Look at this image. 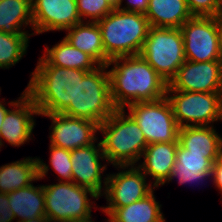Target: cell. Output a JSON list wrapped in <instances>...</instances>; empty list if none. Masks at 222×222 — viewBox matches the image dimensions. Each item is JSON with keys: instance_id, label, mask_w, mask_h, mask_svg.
<instances>
[{"instance_id": "1", "label": "cell", "mask_w": 222, "mask_h": 222, "mask_svg": "<svg viewBox=\"0 0 222 222\" xmlns=\"http://www.w3.org/2000/svg\"><path fill=\"white\" fill-rule=\"evenodd\" d=\"M111 65V100L116 109L166 97L168 82L141 55L116 57L106 66Z\"/></svg>"}, {"instance_id": "2", "label": "cell", "mask_w": 222, "mask_h": 222, "mask_svg": "<svg viewBox=\"0 0 222 222\" xmlns=\"http://www.w3.org/2000/svg\"><path fill=\"white\" fill-rule=\"evenodd\" d=\"M27 92L32 96L39 114L62 113L76 101L77 83L85 70L50 65L43 57L38 59Z\"/></svg>"}, {"instance_id": "3", "label": "cell", "mask_w": 222, "mask_h": 222, "mask_svg": "<svg viewBox=\"0 0 222 222\" xmlns=\"http://www.w3.org/2000/svg\"><path fill=\"white\" fill-rule=\"evenodd\" d=\"M99 132L104 136L100 140L103 154L113 166L137 165L148 145L139 125L125 109H116L100 123Z\"/></svg>"}, {"instance_id": "4", "label": "cell", "mask_w": 222, "mask_h": 222, "mask_svg": "<svg viewBox=\"0 0 222 222\" xmlns=\"http://www.w3.org/2000/svg\"><path fill=\"white\" fill-rule=\"evenodd\" d=\"M109 59L140 55L150 25L145 14L114 9L97 21Z\"/></svg>"}, {"instance_id": "5", "label": "cell", "mask_w": 222, "mask_h": 222, "mask_svg": "<svg viewBox=\"0 0 222 222\" xmlns=\"http://www.w3.org/2000/svg\"><path fill=\"white\" fill-rule=\"evenodd\" d=\"M109 69L99 65L77 83L76 101L62 112L67 116L102 123L116 110L111 100Z\"/></svg>"}, {"instance_id": "6", "label": "cell", "mask_w": 222, "mask_h": 222, "mask_svg": "<svg viewBox=\"0 0 222 222\" xmlns=\"http://www.w3.org/2000/svg\"><path fill=\"white\" fill-rule=\"evenodd\" d=\"M140 55L169 83L186 60L180 28L150 27Z\"/></svg>"}, {"instance_id": "7", "label": "cell", "mask_w": 222, "mask_h": 222, "mask_svg": "<svg viewBox=\"0 0 222 222\" xmlns=\"http://www.w3.org/2000/svg\"><path fill=\"white\" fill-rule=\"evenodd\" d=\"M45 214L51 222H64L92 217L94 201L98 196L88 188L73 182L58 181L56 184L43 185ZM89 194V195H88Z\"/></svg>"}, {"instance_id": "8", "label": "cell", "mask_w": 222, "mask_h": 222, "mask_svg": "<svg viewBox=\"0 0 222 222\" xmlns=\"http://www.w3.org/2000/svg\"><path fill=\"white\" fill-rule=\"evenodd\" d=\"M166 97L179 128L212 126L222 120V92H187L168 86Z\"/></svg>"}, {"instance_id": "9", "label": "cell", "mask_w": 222, "mask_h": 222, "mask_svg": "<svg viewBox=\"0 0 222 222\" xmlns=\"http://www.w3.org/2000/svg\"><path fill=\"white\" fill-rule=\"evenodd\" d=\"M127 107L128 114L144 133L147 144L178 142L179 126L167 97L156 101L135 102Z\"/></svg>"}, {"instance_id": "10", "label": "cell", "mask_w": 222, "mask_h": 222, "mask_svg": "<svg viewBox=\"0 0 222 222\" xmlns=\"http://www.w3.org/2000/svg\"><path fill=\"white\" fill-rule=\"evenodd\" d=\"M186 60L221 61L219 51V17L193 16L181 27Z\"/></svg>"}, {"instance_id": "11", "label": "cell", "mask_w": 222, "mask_h": 222, "mask_svg": "<svg viewBox=\"0 0 222 222\" xmlns=\"http://www.w3.org/2000/svg\"><path fill=\"white\" fill-rule=\"evenodd\" d=\"M119 171L115 174H106L107 184L104 196L106 207L100 209L109 216L116 208H121L136 202L148 195L155 187L146 183V175L136 166H114Z\"/></svg>"}, {"instance_id": "12", "label": "cell", "mask_w": 222, "mask_h": 222, "mask_svg": "<svg viewBox=\"0 0 222 222\" xmlns=\"http://www.w3.org/2000/svg\"><path fill=\"white\" fill-rule=\"evenodd\" d=\"M52 120L50 145L73 150L89 146L98 141L96 133L99 132V123L67 116L62 113L39 114Z\"/></svg>"}, {"instance_id": "13", "label": "cell", "mask_w": 222, "mask_h": 222, "mask_svg": "<svg viewBox=\"0 0 222 222\" xmlns=\"http://www.w3.org/2000/svg\"><path fill=\"white\" fill-rule=\"evenodd\" d=\"M8 109L0 129V148L5 140L11 146L19 147L31 139L36 125L34 117L39 116L38 108L27 89L21 93L18 100L8 102ZM15 108V109H14Z\"/></svg>"}, {"instance_id": "14", "label": "cell", "mask_w": 222, "mask_h": 222, "mask_svg": "<svg viewBox=\"0 0 222 222\" xmlns=\"http://www.w3.org/2000/svg\"><path fill=\"white\" fill-rule=\"evenodd\" d=\"M168 86L187 92H222V61L185 60Z\"/></svg>"}, {"instance_id": "15", "label": "cell", "mask_w": 222, "mask_h": 222, "mask_svg": "<svg viewBox=\"0 0 222 222\" xmlns=\"http://www.w3.org/2000/svg\"><path fill=\"white\" fill-rule=\"evenodd\" d=\"M102 159L106 160V157L100 141L97 144L71 150L72 182L90 189L98 197L104 195L107 184V177L102 180V176H105L102 174L105 169L107 170L106 164L101 165Z\"/></svg>"}, {"instance_id": "16", "label": "cell", "mask_w": 222, "mask_h": 222, "mask_svg": "<svg viewBox=\"0 0 222 222\" xmlns=\"http://www.w3.org/2000/svg\"><path fill=\"white\" fill-rule=\"evenodd\" d=\"M34 35L81 23L76 0H31Z\"/></svg>"}, {"instance_id": "17", "label": "cell", "mask_w": 222, "mask_h": 222, "mask_svg": "<svg viewBox=\"0 0 222 222\" xmlns=\"http://www.w3.org/2000/svg\"><path fill=\"white\" fill-rule=\"evenodd\" d=\"M41 158L27 157L0 166V193H11L14 190L30 186L33 182L44 179L49 165Z\"/></svg>"}, {"instance_id": "18", "label": "cell", "mask_w": 222, "mask_h": 222, "mask_svg": "<svg viewBox=\"0 0 222 222\" xmlns=\"http://www.w3.org/2000/svg\"><path fill=\"white\" fill-rule=\"evenodd\" d=\"M178 142H159L148 144L141 156L144 161L138 168L146 175L153 177V186L164 185L174 168Z\"/></svg>"}, {"instance_id": "19", "label": "cell", "mask_w": 222, "mask_h": 222, "mask_svg": "<svg viewBox=\"0 0 222 222\" xmlns=\"http://www.w3.org/2000/svg\"><path fill=\"white\" fill-rule=\"evenodd\" d=\"M212 166L213 162L206 158V154L190 153L178 142L174 168L166 183L178 178L180 185L202 184L203 181L212 179Z\"/></svg>"}, {"instance_id": "20", "label": "cell", "mask_w": 222, "mask_h": 222, "mask_svg": "<svg viewBox=\"0 0 222 222\" xmlns=\"http://www.w3.org/2000/svg\"><path fill=\"white\" fill-rule=\"evenodd\" d=\"M178 142L190 153L206 154L212 162L222 155V136L213 125L179 128Z\"/></svg>"}, {"instance_id": "21", "label": "cell", "mask_w": 222, "mask_h": 222, "mask_svg": "<svg viewBox=\"0 0 222 222\" xmlns=\"http://www.w3.org/2000/svg\"><path fill=\"white\" fill-rule=\"evenodd\" d=\"M145 17L150 27L180 28L193 15L186 0H149Z\"/></svg>"}, {"instance_id": "22", "label": "cell", "mask_w": 222, "mask_h": 222, "mask_svg": "<svg viewBox=\"0 0 222 222\" xmlns=\"http://www.w3.org/2000/svg\"><path fill=\"white\" fill-rule=\"evenodd\" d=\"M64 37L72 46L90 55L99 65H107L106 56L101 37V30L97 22H81L65 30Z\"/></svg>"}, {"instance_id": "23", "label": "cell", "mask_w": 222, "mask_h": 222, "mask_svg": "<svg viewBox=\"0 0 222 222\" xmlns=\"http://www.w3.org/2000/svg\"><path fill=\"white\" fill-rule=\"evenodd\" d=\"M33 30L31 0H0V31L10 35H34L25 31ZM23 26V29H22ZM23 30V31H22Z\"/></svg>"}, {"instance_id": "24", "label": "cell", "mask_w": 222, "mask_h": 222, "mask_svg": "<svg viewBox=\"0 0 222 222\" xmlns=\"http://www.w3.org/2000/svg\"><path fill=\"white\" fill-rule=\"evenodd\" d=\"M10 210L17 222L46 216L45 214V196L43 185L28 187L14 190L8 193Z\"/></svg>"}, {"instance_id": "25", "label": "cell", "mask_w": 222, "mask_h": 222, "mask_svg": "<svg viewBox=\"0 0 222 222\" xmlns=\"http://www.w3.org/2000/svg\"><path fill=\"white\" fill-rule=\"evenodd\" d=\"M43 58L53 66L90 72L99 64L87 53L72 46L65 38L52 48L44 49Z\"/></svg>"}, {"instance_id": "26", "label": "cell", "mask_w": 222, "mask_h": 222, "mask_svg": "<svg viewBox=\"0 0 222 222\" xmlns=\"http://www.w3.org/2000/svg\"><path fill=\"white\" fill-rule=\"evenodd\" d=\"M154 188L144 198L130 205L116 208L108 217L112 222H166L161 204L156 201Z\"/></svg>"}, {"instance_id": "27", "label": "cell", "mask_w": 222, "mask_h": 222, "mask_svg": "<svg viewBox=\"0 0 222 222\" xmlns=\"http://www.w3.org/2000/svg\"><path fill=\"white\" fill-rule=\"evenodd\" d=\"M28 35H10L0 31V68L9 69L27 52Z\"/></svg>"}, {"instance_id": "28", "label": "cell", "mask_w": 222, "mask_h": 222, "mask_svg": "<svg viewBox=\"0 0 222 222\" xmlns=\"http://www.w3.org/2000/svg\"><path fill=\"white\" fill-rule=\"evenodd\" d=\"M49 163L55 173L59 175L58 181L72 182L71 150L55 147L49 144ZM61 179V180H60ZM65 179V180H64Z\"/></svg>"}, {"instance_id": "29", "label": "cell", "mask_w": 222, "mask_h": 222, "mask_svg": "<svg viewBox=\"0 0 222 222\" xmlns=\"http://www.w3.org/2000/svg\"><path fill=\"white\" fill-rule=\"evenodd\" d=\"M76 3L82 22L85 19L86 22H97L114 10L106 0H76Z\"/></svg>"}, {"instance_id": "30", "label": "cell", "mask_w": 222, "mask_h": 222, "mask_svg": "<svg viewBox=\"0 0 222 222\" xmlns=\"http://www.w3.org/2000/svg\"><path fill=\"white\" fill-rule=\"evenodd\" d=\"M193 16L219 17L222 14V0H186Z\"/></svg>"}, {"instance_id": "31", "label": "cell", "mask_w": 222, "mask_h": 222, "mask_svg": "<svg viewBox=\"0 0 222 222\" xmlns=\"http://www.w3.org/2000/svg\"><path fill=\"white\" fill-rule=\"evenodd\" d=\"M15 219L10 210L8 194L0 193V222H12Z\"/></svg>"}, {"instance_id": "32", "label": "cell", "mask_w": 222, "mask_h": 222, "mask_svg": "<svg viewBox=\"0 0 222 222\" xmlns=\"http://www.w3.org/2000/svg\"><path fill=\"white\" fill-rule=\"evenodd\" d=\"M148 1L149 0H128L126 3L127 6L122 7V2L121 1L118 9L123 10V11H129V12H138L145 14L148 9Z\"/></svg>"}, {"instance_id": "33", "label": "cell", "mask_w": 222, "mask_h": 222, "mask_svg": "<svg viewBox=\"0 0 222 222\" xmlns=\"http://www.w3.org/2000/svg\"><path fill=\"white\" fill-rule=\"evenodd\" d=\"M211 176L213 185L222 193V155L213 162Z\"/></svg>"}, {"instance_id": "34", "label": "cell", "mask_w": 222, "mask_h": 222, "mask_svg": "<svg viewBox=\"0 0 222 222\" xmlns=\"http://www.w3.org/2000/svg\"><path fill=\"white\" fill-rule=\"evenodd\" d=\"M219 51L222 61V14L219 16Z\"/></svg>"}, {"instance_id": "35", "label": "cell", "mask_w": 222, "mask_h": 222, "mask_svg": "<svg viewBox=\"0 0 222 222\" xmlns=\"http://www.w3.org/2000/svg\"><path fill=\"white\" fill-rule=\"evenodd\" d=\"M0 92H1V90H0ZM4 105H6V104H3V102L1 101L0 102V129H1V125L4 121L5 115L8 111V109Z\"/></svg>"}, {"instance_id": "36", "label": "cell", "mask_w": 222, "mask_h": 222, "mask_svg": "<svg viewBox=\"0 0 222 222\" xmlns=\"http://www.w3.org/2000/svg\"><path fill=\"white\" fill-rule=\"evenodd\" d=\"M22 222H51L46 216H40L33 219L24 220Z\"/></svg>"}, {"instance_id": "37", "label": "cell", "mask_w": 222, "mask_h": 222, "mask_svg": "<svg viewBox=\"0 0 222 222\" xmlns=\"http://www.w3.org/2000/svg\"><path fill=\"white\" fill-rule=\"evenodd\" d=\"M113 9H117L122 0H106Z\"/></svg>"}, {"instance_id": "38", "label": "cell", "mask_w": 222, "mask_h": 222, "mask_svg": "<svg viewBox=\"0 0 222 222\" xmlns=\"http://www.w3.org/2000/svg\"><path fill=\"white\" fill-rule=\"evenodd\" d=\"M92 217L86 218V219H76V220H69V221H64V222H95L92 221Z\"/></svg>"}]
</instances>
